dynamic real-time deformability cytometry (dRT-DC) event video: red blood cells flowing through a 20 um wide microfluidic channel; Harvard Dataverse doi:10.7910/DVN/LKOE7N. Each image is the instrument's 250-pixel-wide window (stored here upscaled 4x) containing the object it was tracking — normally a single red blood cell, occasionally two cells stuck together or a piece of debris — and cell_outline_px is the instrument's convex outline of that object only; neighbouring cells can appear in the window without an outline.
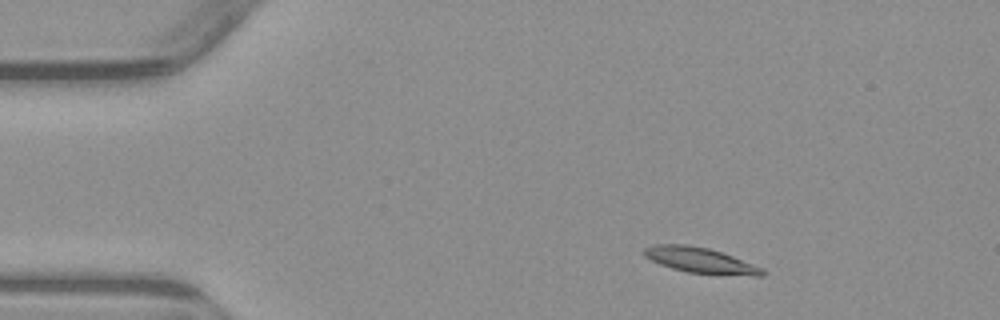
{"species": "common noctule bat (a hibernating species)", "species_latin": "Nyctalus noctula", "temperature_condition": "warm", "stored_images_in_passage": 4, "camera_frame_rate_fps": 3000, "um_per_image_px": 0.085, "animal": {"sex": "male", "body_mass_g": 23.1, "forearm_length_mm": 52.7}, "frame": {"image": 1, "passage_image": 2, "time_ms": 1.333, "image_size_px": [1000, 320], "cell_outline_px": [[764, 276], [756, 276], [688, 272], [672, 268], [660, 264], [644, 256], [640, 252], [644, 248], [652, 244], [688, 244], [708, 248], [732, 256], [764, 268]], "centroid_in_image_um": [59.48, 22.11], "position_along_channel_um": 25.5, "area_um2": 17.51}}